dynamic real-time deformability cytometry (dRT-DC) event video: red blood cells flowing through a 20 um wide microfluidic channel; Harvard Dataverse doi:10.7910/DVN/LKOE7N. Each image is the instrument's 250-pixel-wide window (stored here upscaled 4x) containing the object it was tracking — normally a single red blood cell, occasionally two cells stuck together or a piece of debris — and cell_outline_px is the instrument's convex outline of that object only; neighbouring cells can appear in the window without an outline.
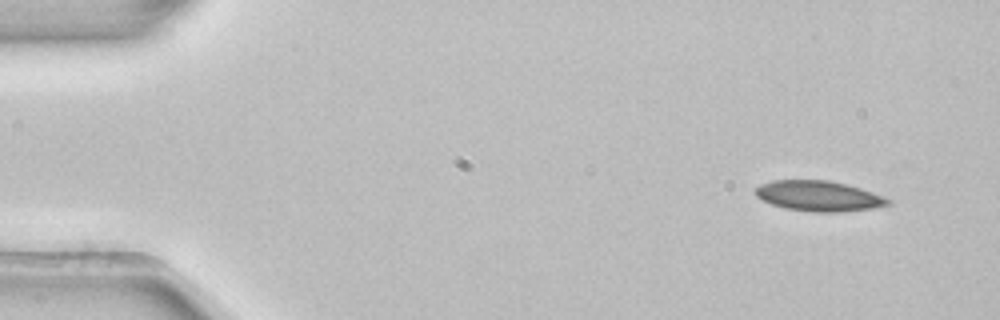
{"species": "common noctule bat (a hibernating species)", "species_latin": "Nyctalus noctula", "temperature_condition": "room temperature", "stored_images_in_passage": 3, "camera_frame_rate_fps": 3000, "um_per_image_px": 0.085, "animal": {"sex": "female", "body_mass_g": 22.7, "forearm_length_mm": 54.2}, "frame": {"image": 1, "passage_image": 1, "time_ms": 0.0, "image_size_px": [1000, 320], "cell_outline_px": [[892, 204], [872, 208], [840, 212], [816, 212], [784, 208], [772, 204], [756, 196], [756, 188], [760, 184], [772, 180], [828, 180], [860, 188], [884, 196], [892, 200]], "centroid_in_image_um": [69.61, 16.66], "position_along_channel_um": 15.4, "area_um2": 23.35}}